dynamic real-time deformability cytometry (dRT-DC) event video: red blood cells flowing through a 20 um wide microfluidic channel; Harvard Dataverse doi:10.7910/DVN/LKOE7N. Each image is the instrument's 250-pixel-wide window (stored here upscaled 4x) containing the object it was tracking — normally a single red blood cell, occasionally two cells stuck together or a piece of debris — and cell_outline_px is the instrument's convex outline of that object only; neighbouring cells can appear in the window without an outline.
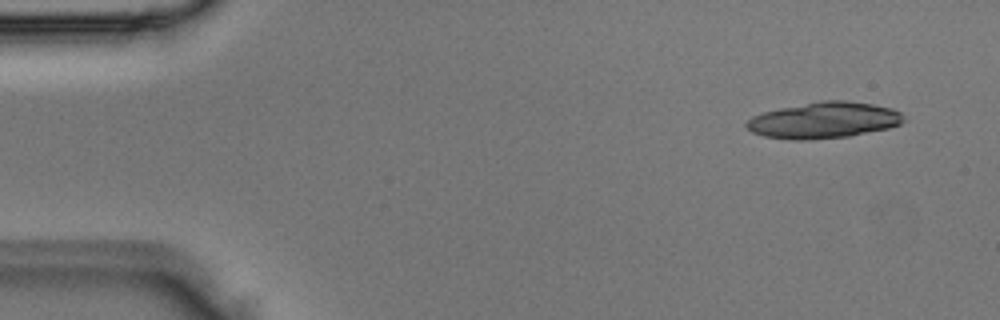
{"species": "Egyptian fruit bat (a non-hibernating species)", "species_latin": "Rousettus aegyptiacus", "temperature_condition": "room temperature", "stored_images_in_passage": 3, "camera_frame_rate_fps": 3000, "um_per_image_px": 0.085, "animal": {"sex": "male"}, "frame": {"image": 1, "passage_image": 1, "time_ms": 0.0, "image_size_px": [1000, 320], "cell_outline_px": [[904, 120], [900, 124], [888, 128], [848, 136], [808, 140], [792, 140], [764, 136], [752, 132], [744, 124], [752, 116], [764, 112], [780, 108], [824, 100], [844, 100], [872, 104], [892, 108], [900, 112], [904, 116]], "centroid_in_image_um": [70.02, 10.22], "position_along_channel_um": 15.0, "area_um2": 32.95}}